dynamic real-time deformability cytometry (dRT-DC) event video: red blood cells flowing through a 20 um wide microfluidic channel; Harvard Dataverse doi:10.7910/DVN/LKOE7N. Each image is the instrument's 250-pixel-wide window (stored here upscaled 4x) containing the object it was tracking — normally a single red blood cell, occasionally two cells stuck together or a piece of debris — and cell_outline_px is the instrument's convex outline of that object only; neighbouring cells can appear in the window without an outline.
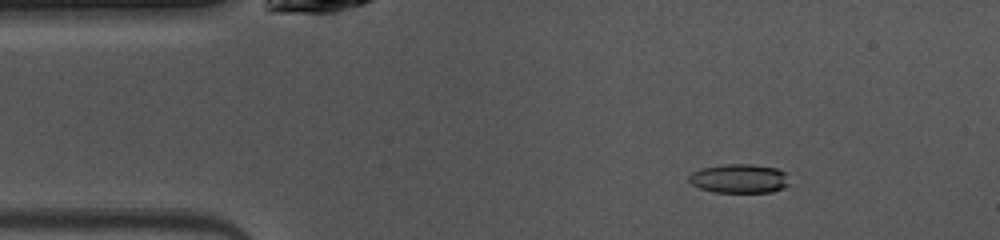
{"species": "common noctule bat (a hibernating species)", "species_latin": "Nyctalus noctula", "temperature_condition": "warm", "stored_images_in_passage": 47, "camera_frame_rate_fps": 3000, "um_per_image_px": 0.085, "animal": {"sex": "female", "body_mass_g": 10.0, "forearm_length_mm": 53.1}, "frame": {"image": 1, "passage_image": 6, "time_ms": 1.667, "image_size_px": [1000, 240], "cell_outline_px": [[788, 184], [784, 188], [772, 192], [712, 192], [700, 188], [692, 184], [688, 180], [688, 176], [692, 172], [704, 168], [724, 164], [752, 164], [776, 168], [784, 172]], "centroid_in_image_um": [62.82, 15.18], "position_along_channel_um": 22.2, "area_um2": 16.88}}
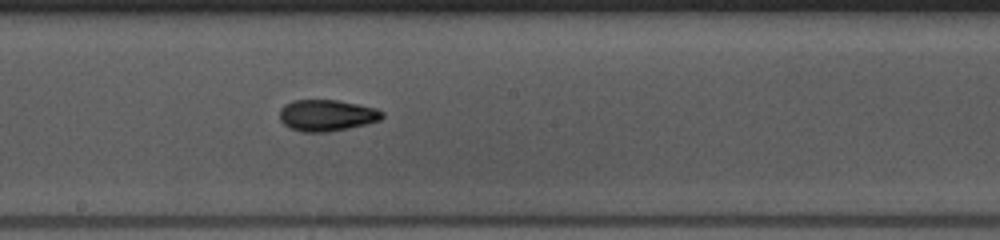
{"frame": {"image": 2, "passage_image": 24, "time_ms": 7.667, "image_size_px": [1000, 240], "cell_outline_px": [[384, 116], [380, 120], [348, 128], [328, 132], [300, 132], [284, 124], [280, 120], [280, 108], [284, 104], [292, 100], [336, 100], [376, 108], [384, 112]], "centroid_in_image_um": [27.76, 9.8], "position_along_channel_um": 220.4, "area_um2": 18.73}}
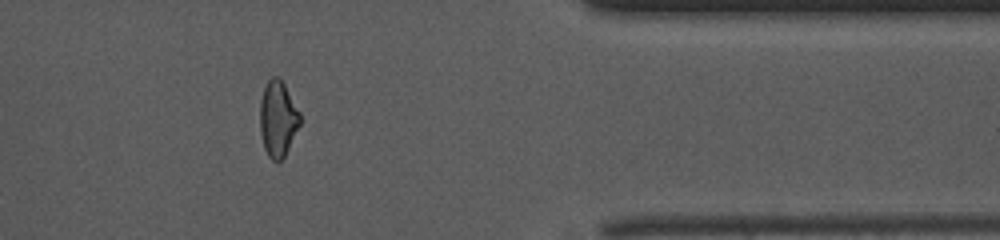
{"frame": {"image": 3, "passage_image": 38, "time_ms": 12.333, "image_size_px": [1000, 240], "cell_outline_px": [[300, 124], [284, 156], [280, 160], [272, 160], [268, 156], [264, 148], [260, 132], [260, 100], [264, 88], [268, 80], [272, 76], [276, 76], [284, 84], [300, 112]], "centroid_in_image_um": [23.6, 10.09], "position_along_channel_um": 387.8, "area_um2": 17.46}, "authors_computed_cell_mechanics": {"area_um2": 17.9758, "velocity_mm_per_s": 4.0956, "shape_relaxation_time_tau1_ms": 5.6101, "shape_relaxation_time_tau2_ms": 2.3001, "deformation_change_tau1": 0.189, "deformation_change_tau2": 0.0878}}